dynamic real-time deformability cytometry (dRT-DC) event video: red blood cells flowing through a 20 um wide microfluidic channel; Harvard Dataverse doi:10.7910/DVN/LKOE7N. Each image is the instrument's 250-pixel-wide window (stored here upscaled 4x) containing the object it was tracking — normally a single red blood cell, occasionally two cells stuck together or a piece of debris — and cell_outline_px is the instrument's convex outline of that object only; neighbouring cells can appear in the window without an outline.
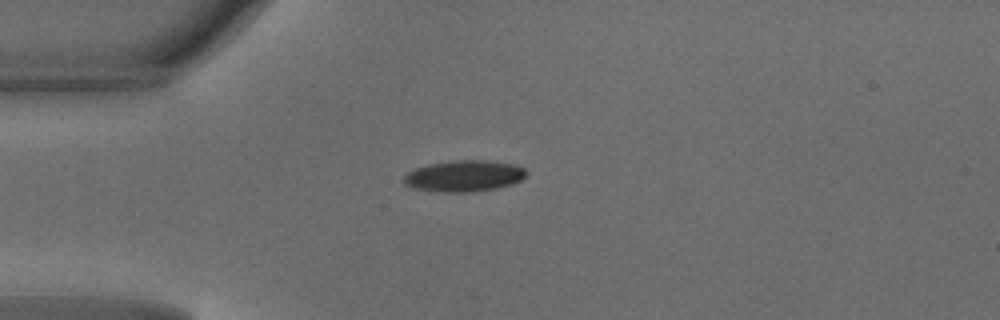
{"species": "common noctule bat (a hibernating species)", "species_latin": "Nyctalus noctula", "temperature_condition": "warm", "stored_images_in_passage": 34, "camera_frame_rate_fps": 3000, "um_per_image_px": 0.085, "animal": {"sex": "male", "body_mass_g": 18.8}, "frame": {"image": 1, "passage_image": 1, "time_ms": 0.0, "image_size_px": [1000, 320], "cell_outline_px": [[528, 172], [520, 180], [512, 184], [496, 188], [476, 192], [444, 192], [416, 188], [404, 184], [404, 176], [408, 172], [416, 168], [428, 164], [456, 160], [484, 160], [512, 164], [524, 168]], "centroid_in_image_um": [39.46, 14.96], "position_along_channel_um": 45.5, "area_um2": 22.14}}
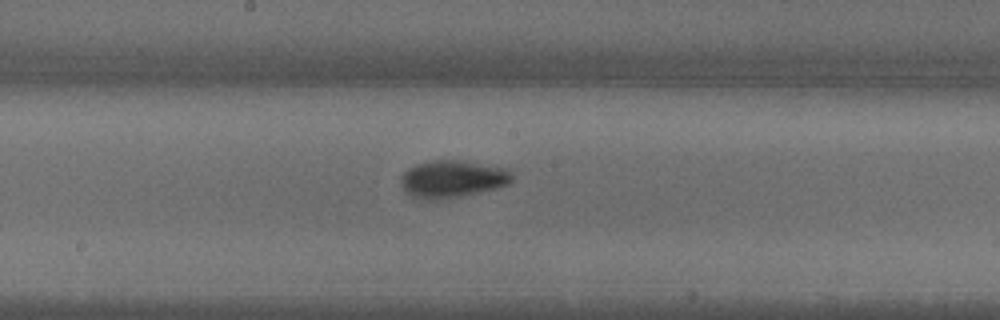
{"frame": {"image": 2, "passage_image": 14, "time_ms": 4.333, "image_size_px": [1000, 320], "cell_outline_px": [[512, 180], [508, 184], [496, 188], [432, 200], [412, 196], [400, 184], [404, 172], [408, 168], [416, 164], [428, 160], [460, 160], [508, 168], [512, 176]], "centroid_in_image_um": [38.45, 15.17], "position_along_channel_um": 209.7, "area_um2": 23.64}}
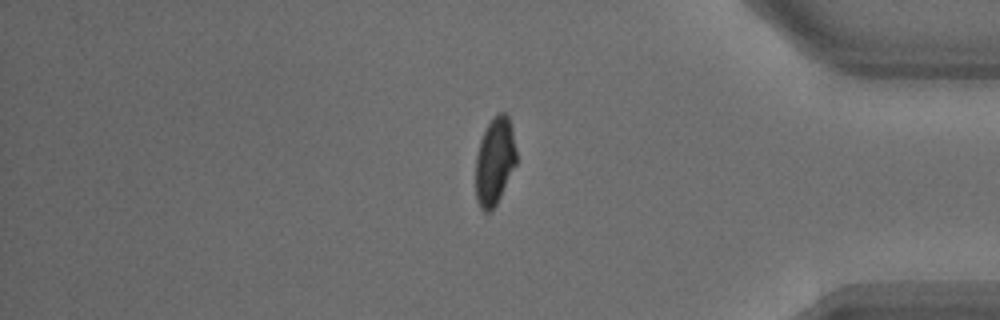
{"frame": {"image": 3, "passage_image": 29, "time_ms": 9.333, "image_size_px": [1000, 320], "cell_outline_px": [[516, 164], [496, 204], [488, 212], [484, 212], [480, 208], [476, 200], [476, 156], [480, 140], [488, 124], [500, 112], [504, 112], [508, 116], [512, 132], [516, 152]], "centroid_in_image_um": [42.03, 13.73], "position_along_channel_um": 393.2, "area_um2": 20.35}, "authors_computed_cell_mechanics": {"area_um2": 22.3108, "velocity_mm_per_s": 4.1707, "shape_relaxation_time_tau1_ms": 2.6814, "shape_relaxation_time_tau2_ms": 1.1708, "deformation_change_tau1": 0.1375, "deformation_change_tau2": 0.0478}}